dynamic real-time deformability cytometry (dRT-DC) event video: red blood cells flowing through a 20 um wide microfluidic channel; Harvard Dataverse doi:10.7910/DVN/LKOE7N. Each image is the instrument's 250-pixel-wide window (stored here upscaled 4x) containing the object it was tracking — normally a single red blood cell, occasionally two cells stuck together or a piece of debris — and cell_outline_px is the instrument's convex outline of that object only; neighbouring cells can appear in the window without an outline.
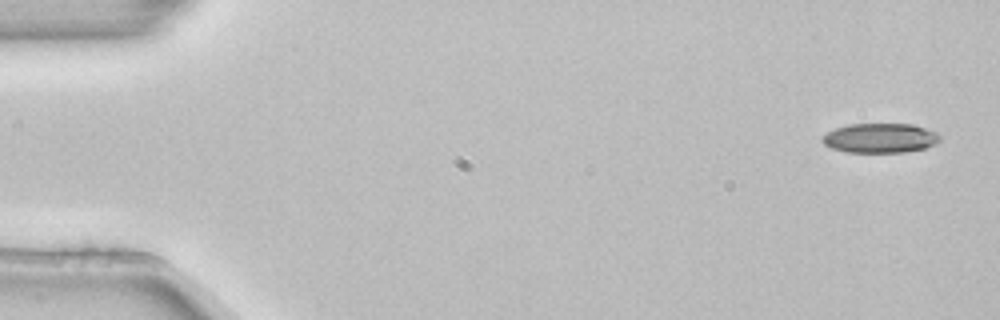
{"species": "common noctule bat (a hibernating species)", "species_latin": "Nyctalus noctula", "temperature_condition": "room temperature", "stored_images_in_passage": 4, "camera_frame_rate_fps": 3000, "um_per_image_px": 0.085, "animal": {"sex": "female", "body_mass_g": 22.7, "forearm_length_mm": 54.2}, "frame": {"image": 1, "passage_image": 1, "time_ms": 0.0, "image_size_px": [1000, 320], "cell_outline_px": [[940, 140], [936, 144], [924, 148], [904, 152], [848, 152], [832, 148], [824, 144], [820, 140], [828, 132], [836, 128], [848, 124], [912, 124], [936, 132], [940, 136]], "centroid_in_image_um": [74.82, 11.73], "position_along_channel_um": 10.2, "area_um2": 20.11}}
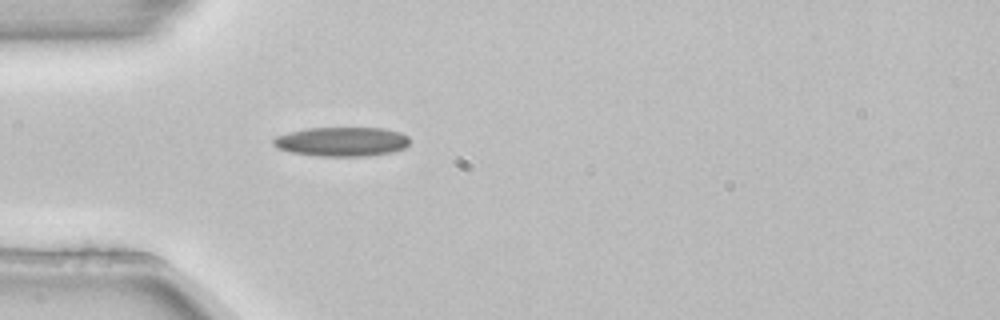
{"frame": {"image": 2, "passage_image": 4, "time_ms": 1.0, "image_size_px": [1000, 320], "cell_outline_px": [[408, 144], [404, 148], [392, 152], [364, 156], [316, 156], [292, 152], [280, 148], [272, 144], [272, 140], [276, 136], [288, 132], [308, 128], [384, 128], [400, 132], [408, 136]], "centroid_in_image_um": [29.05, 12.03], "position_along_channel_um": 56.0, "area_um2": 23.18}}